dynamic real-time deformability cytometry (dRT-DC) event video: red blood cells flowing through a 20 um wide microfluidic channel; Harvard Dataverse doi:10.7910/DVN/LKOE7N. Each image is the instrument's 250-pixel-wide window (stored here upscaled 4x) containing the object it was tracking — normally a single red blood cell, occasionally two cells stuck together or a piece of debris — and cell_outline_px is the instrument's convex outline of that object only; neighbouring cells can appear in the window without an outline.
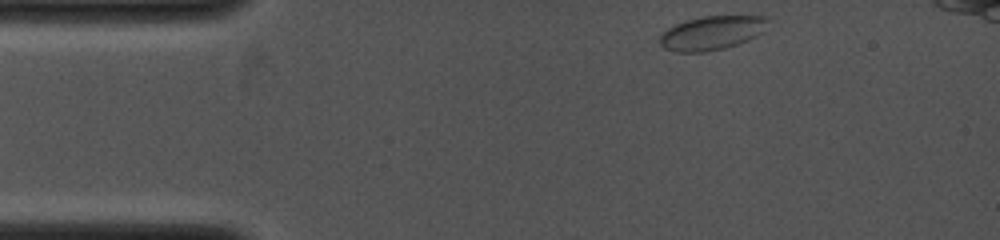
{"species": "common noctule bat (a hibernating species)", "species_latin": "Nyctalus noctula", "temperature_condition": "cold", "stored_images_in_passage": 15, "camera_frame_rate_fps": 4000, "um_per_image_px": 0.085, "animal": {"sex": "female", "body_mass_g": 19.0, "forearm_length_mm": 53.3}, "frame": {"image": 1, "passage_image": 1, "time_ms": 0.0, "image_size_px": [1000, 240], "cell_outline_px": [[772, 20], [764, 32], [748, 40], [724, 48], [704, 52], [676, 52], [664, 48], [660, 44], [660, 36], [668, 28], [676, 24], [688, 20], [704, 16], [768, 16]], "centroid_in_image_um": [60.57, 2.79], "position_along_channel_um": 24.4, "area_um2": 21.44}}
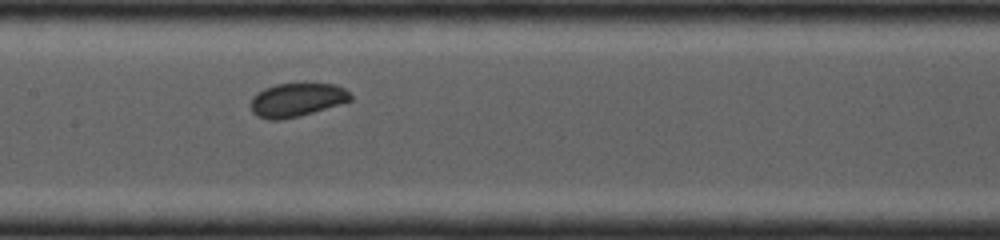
{"frame": {"image": 2, "passage_image": 9, "time_ms": 4.5, "image_size_px": [1000, 240], "cell_outline_px": [[352, 100], [300, 116], [284, 120], [268, 120], [256, 116], [252, 112], [252, 96], [264, 88], [276, 84], [332, 84], [344, 88], [352, 96]], "centroid_in_image_um": [25.2, 8.5], "position_along_channel_um": 182.2, "area_um2": 19.42}}
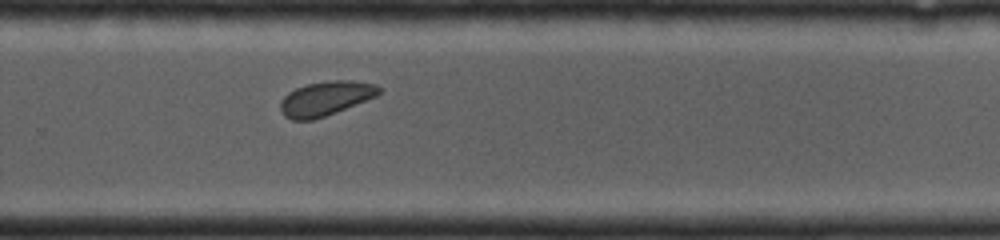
{"frame": {"image": 3, "passage_image": 15, "time_ms": 7.0, "image_size_px": [1000, 240], "cell_outline_px": [[380, 92], [376, 96], [336, 112], [312, 120], [292, 120], [284, 116], [280, 108], [280, 104], [284, 96], [288, 92], [296, 88], [308, 84], [336, 80], [344, 80], [376, 84], [380, 88]], "centroid_in_image_um": [27.65, 8.38], "position_along_channel_um": 302.1, "area_um2": 19.36}}